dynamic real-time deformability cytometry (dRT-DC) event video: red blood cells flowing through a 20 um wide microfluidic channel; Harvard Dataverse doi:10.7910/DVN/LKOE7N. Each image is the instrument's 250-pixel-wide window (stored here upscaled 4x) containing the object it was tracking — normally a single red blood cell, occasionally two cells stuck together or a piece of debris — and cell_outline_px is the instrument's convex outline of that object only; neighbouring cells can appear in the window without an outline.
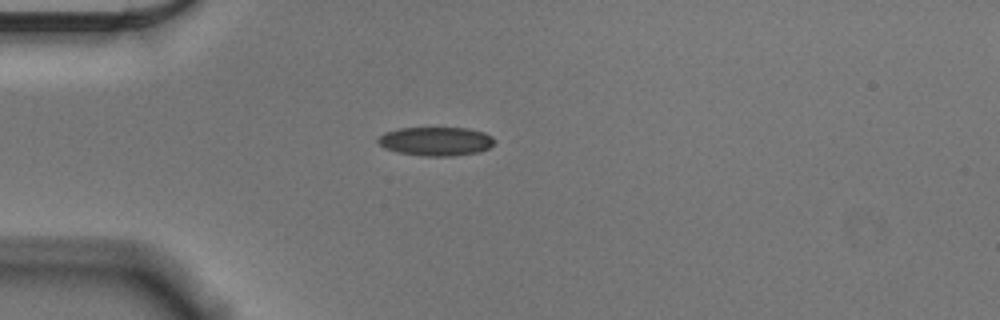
{"species": "Egyptian fruit bat (a non-hibernating species)", "species_latin": "Rousettus aegyptiacus", "temperature_condition": "cold", "stored_images_in_passage": 41, "camera_frame_rate_fps": 3000, "um_per_image_px": 0.085, "animal": {"sex": "male"}, "frame": {"image": 1, "passage_image": 1, "time_ms": 0.0, "image_size_px": [1000, 320], "cell_outline_px": [[496, 140], [488, 148], [480, 152], [452, 156], [420, 156], [396, 152], [384, 148], [376, 140], [384, 132], [400, 128], [468, 128], [484, 132], [492, 136]], "centroid_in_image_um": [37.05, 12.01], "position_along_channel_um": 48.0, "area_um2": 19.71}}
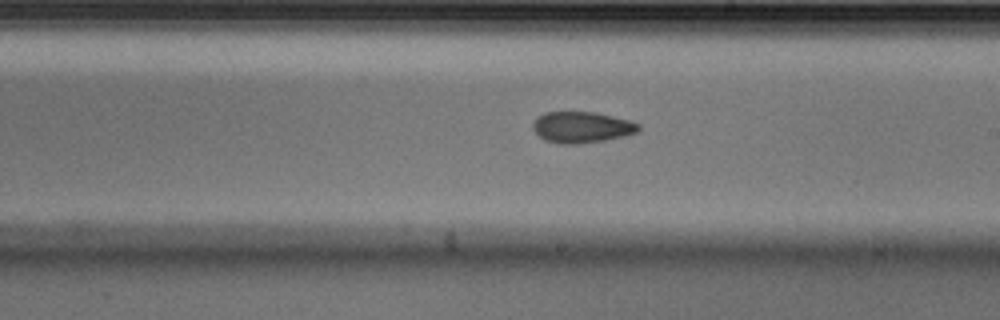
{"frame": {"image": 2, "passage_image": 18, "time_ms": 5.667, "image_size_px": [1000, 320], "cell_outline_px": [[640, 128], [636, 132], [624, 136], [604, 140], [580, 144], [560, 144], [544, 140], [532, 128], [532, 124], [536, 116], [544, 112], [596, 112], [628, 120], [640, 124]], "centroid_in_image_um": [49.41, 10.81], "position_along_channel_um": 239.6, "area_um2": 19.25}}
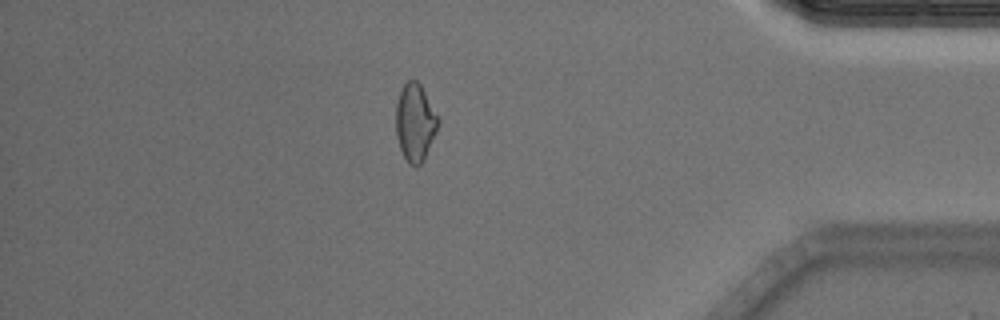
{"frame": {"image": 3, "passage_image": 34, "time_ms": 11.0, "image_size_px": [1000, 320], "cell_outline_px": [[440, 124], [424, 160], [416, 168], [408, 164], [400, 148], [396, 132], [396, 104], [400, 92], [404, 84], [408, 80], [416, 80], [420, 84], [440, 116]], "centroid_in_image_um": [35.32, 10.42], "position_along_channel_um": 399.9, "area_um2": 19.36}, "authors_computed_cell_mechanics": {"area_um2": 19.363, "velocity_mm_per_s": 3.6375, "shape_relaxation_time_tau1_ms": 8.1779, "shape_relaxation_time_tau2_ms": 3.231, "deformation_change_tau1": 0.1225, "deformation_change_tau2": 0.092}}